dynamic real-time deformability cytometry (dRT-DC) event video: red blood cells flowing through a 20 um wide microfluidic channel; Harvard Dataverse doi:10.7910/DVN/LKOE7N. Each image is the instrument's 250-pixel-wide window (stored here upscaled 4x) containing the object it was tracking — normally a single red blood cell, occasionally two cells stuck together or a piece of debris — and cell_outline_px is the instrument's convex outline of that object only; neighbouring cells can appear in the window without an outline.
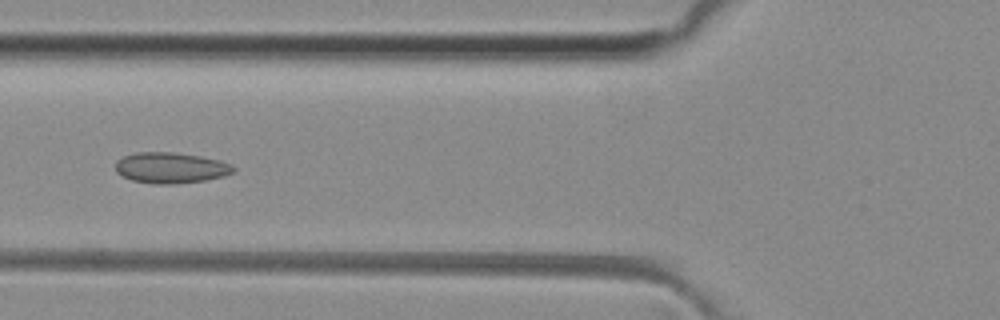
{"species": "common noctule bat (a hibernating species)", "species_latin": "Nyctalus noctula", "temperature_condition": "room temperature", "stored_images_in_passage": 50, "camera_frame_rate_fps": 3000, "um_per_image_px": 0.085, "animal": {"sex": "female", "body_mass_g": 29.2, "forearm_length_mm": 56.3}, "frame": {"image": 1, "passage_image": 19, "time_ms": 6.0, "image_size_px": [1000, 320], "cell_outline_px": [[236, 172], [224, 176], [204, 180], [172, 184], [152, 184], [132, 180], [120, 176], [116, 172], [116, 160], [124, 156], [136, 152], [172, 152], [200, 156], [220, 160], [232, 164], [236, 168]], "centroid_in_image_um": [14.52, 14.26], "position_along_channel_um": 111.3, "area_um2": 21.39}}
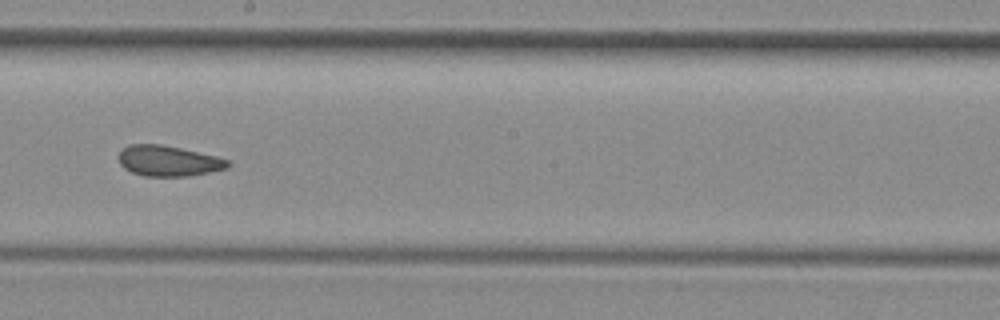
{"frame": {"image": 2, "passage_image": 28, "time_ms": 9.0, "image_size_px": [1000, 320], "cell_outline_px": [[232, 164], [228, 168], [188, 176], [144, 176], [132, 172], [124, 168], [120, 164], [120, 152], [128, 144], [160, 144], [180, 148], [216, 156], [228, 160]], "centroid_in_image_um": [14.33, 13.68], "position_along_channel_um": 233.9, "area_um2": 19.31}}
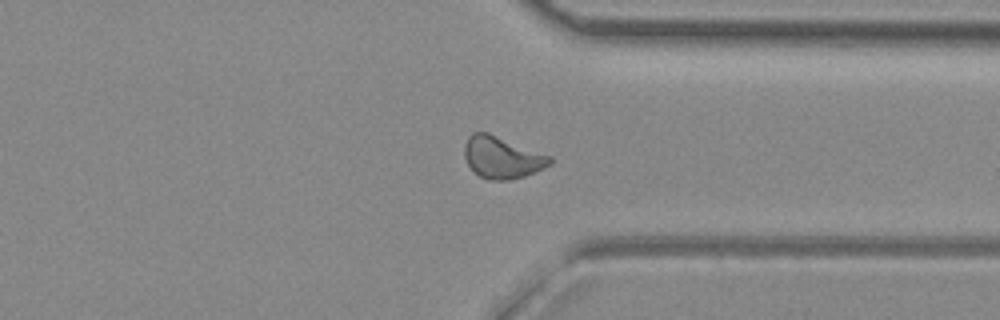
{"frame": {"image": 3, "passage_image": 38, "time_ms": 12.333, "image_size_px": [1000, 320], "cell_outline_px": [[552, 164], [536, 172], [524, 176], [508, 180], [488, 180], [480, 176], [468, 164], [464, 156], [464, 144], [468, 136], [472, 132], [488, 132], [552, 156]], "centroid_in_image_um": [42.69, 13.37], "position_along_channel_um": 368.7, "area_um2": 20.98}, "authors_computed_cell_mechanics": {"area_um2": 20.4323, "velocity_mm_per_s": 4.0914, "shape_relaxation_time_tau1_ms": null, "shape_relaxation_time_tau2_ms": 1.8031, "deformation_change_tau1": null, "deformation_change_tau2": 0.0693}}